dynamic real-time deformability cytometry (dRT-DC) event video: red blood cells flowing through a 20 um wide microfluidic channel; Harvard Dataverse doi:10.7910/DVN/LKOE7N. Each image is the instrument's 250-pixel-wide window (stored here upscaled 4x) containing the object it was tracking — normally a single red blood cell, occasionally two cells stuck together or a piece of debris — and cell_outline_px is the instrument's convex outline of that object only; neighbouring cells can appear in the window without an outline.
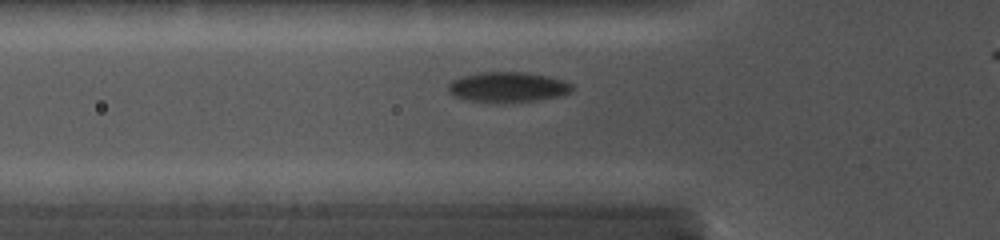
{"species": "common noctule bat (a hibernating species)", "species_latin": "Nyctalus noctula", "temperature_condition": "cold", "stored_images_in_passage": 25, "camera_frame_rate_fps": 5000, "um_per_image_px": 0.085, "animal": {"sex": "female", "body_mass_g": 19.0, "forearm_length_mm": 56.7}, "frame": {"image": 1, "passage_image": 7, "time_ms": 3.0, "image_size_px": [1000, 240], "cell_outline_px": [[572, 88], [568, 92], [556, 96], [532, 100], [472, 100], [456, 96], [448, 92], [448, 84], [452, 80], [464, 76], [480, 72], [524, 72], [548, 76], [564, 80], [572, 84]], "centroid_in_image_um": [43.15, 7.35], "position_along_channel_um": 82.7, "area_um2": 20.69}}
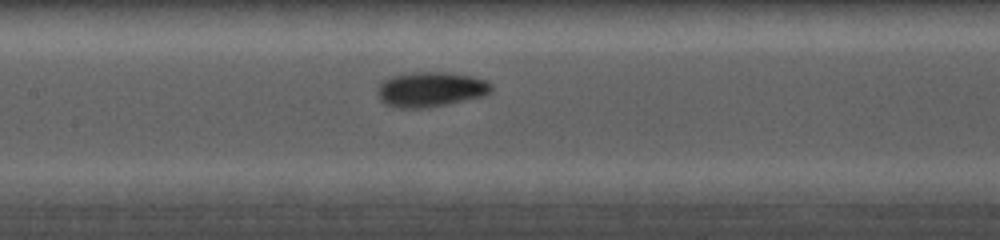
{"frame": {"image": 2, "passage_image": 11, "time_ms": 5.2, "image_size_px": [1000, 240], "cell_outline_px": [[492, 92], [484, 96], [444, 104], [416, 108], [404, 108], [388, 104], [380, 96], [380, 84], [384, 80], [392, 76], [404, 72], [448, 72], [472, 76], [484, 80], [492, 84]], "centroid_in_image_um": [36.67, 7.56], "position_along_channel_um": 170.7, "area_um2": 22.66}}
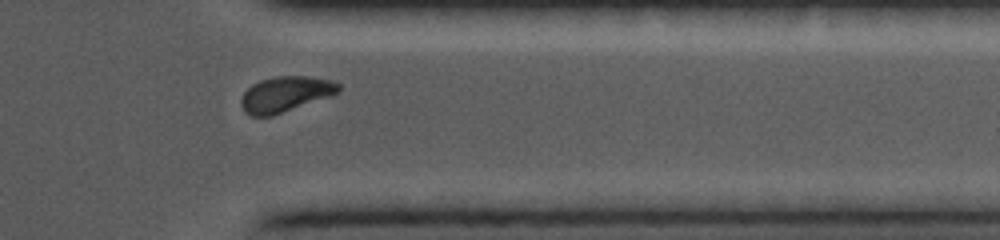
{"frame": {"image": 3, "passage_image": 21, "time_ms": 10.6, "image_size_px": [1000, 240], "cell_outline_px": [[340, 92], [332, 96], [272, 116], [252, 116], [244, 112], [240, 104], [240, 100], [244, 92], [252, 84], [260, 80], [276, 76], [308, 76], [328, 80], [340, 84]], "centroid_in_image_um": [24.25, 8.01], "position_along_channel_um": 387.1, "area_um2": 20.29}}